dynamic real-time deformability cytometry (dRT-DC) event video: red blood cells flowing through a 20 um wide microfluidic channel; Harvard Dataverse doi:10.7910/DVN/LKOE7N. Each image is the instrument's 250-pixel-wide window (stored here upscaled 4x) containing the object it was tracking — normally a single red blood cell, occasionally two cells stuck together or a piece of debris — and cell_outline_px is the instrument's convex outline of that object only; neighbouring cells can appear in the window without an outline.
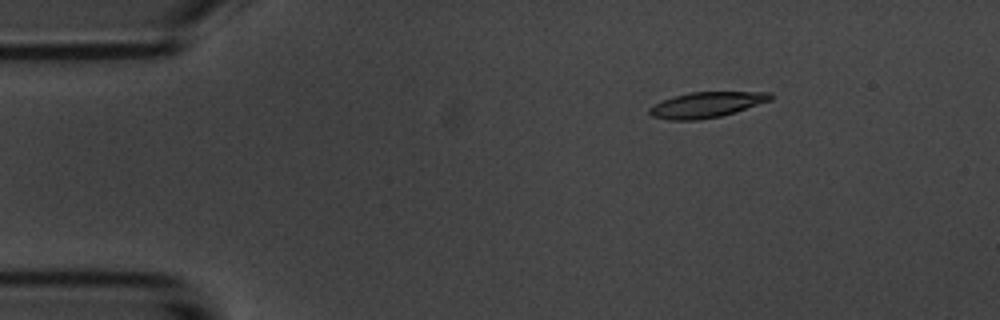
{"species": "common noctule bat (a hibernating species)", "species_latin": "Nyctalus noctula", "temperature_condition": "room temperature", "stored_images_in_passage": 4, "camera_frame_rate_fps": 3000, "um_per_image_px": 0.085, "animal": {"sex": "male", "body_mass_g": 20.1, "forearm_length_mm": 53.5}, "frame": {"image": 1, "passage_image": 2, "time_ms": 1.0, "image_size_px": [1000, 320], "cell_outline_px": [[772, 100], [736, 112], [720, 116], [696, 120], [668, 120], [652, 116], [648, 112], [648, 108], [664, 100], [676, 96], [692, 92], [772, 92]], "centroid_in_image_um": [60.08, 8.91], "position_along_channel_um": 24.9, "area_um2": 17.86}}